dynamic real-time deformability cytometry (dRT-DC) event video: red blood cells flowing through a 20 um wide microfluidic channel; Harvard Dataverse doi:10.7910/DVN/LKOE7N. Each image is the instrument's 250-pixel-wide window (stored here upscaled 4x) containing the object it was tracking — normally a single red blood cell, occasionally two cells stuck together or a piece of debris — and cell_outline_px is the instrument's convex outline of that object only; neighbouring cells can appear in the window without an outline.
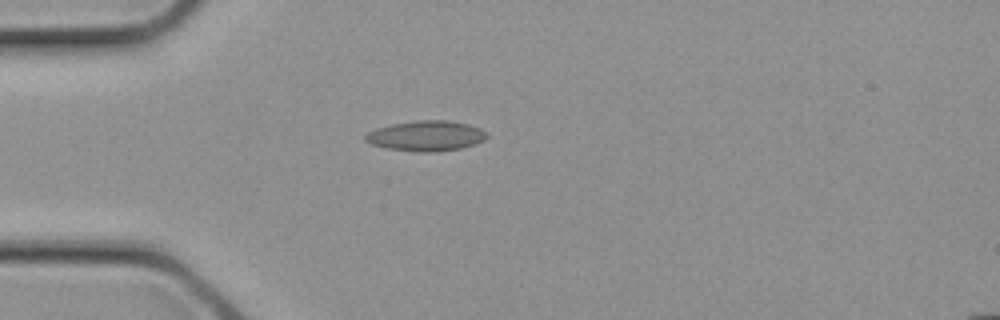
{"species": "common noctule bat (a hibernating species)", "species_latin": "Nyctalus noctula", "temperature_condition": "cold", "stored_images_in_passage": 2, "camera_frame_rate_fps": 3000, "um_per_image_px": 0.085, "animal": {"sex": "female", "body_mass_g": 21.9}, "frame": {"image": 1, "passage_image": 2, "time_ms": 0.333, "image_size_px": [1000, 320], "cell_outline_px": [[488, 136], [484, 140], [476, 144], [460, 148], [436, 152], [416, 152], [388, 148], [372, 144], [364, 140], [364, 136], [368, 132], [376, 128], [392, 124], [416, 120], [448, 120], [468, 124], [480, 128], [488, 132]], "centroid_in_image_um": [36.24, 11.54], "position_along_channel_um": 48.8, "area_um2": 21.56}}